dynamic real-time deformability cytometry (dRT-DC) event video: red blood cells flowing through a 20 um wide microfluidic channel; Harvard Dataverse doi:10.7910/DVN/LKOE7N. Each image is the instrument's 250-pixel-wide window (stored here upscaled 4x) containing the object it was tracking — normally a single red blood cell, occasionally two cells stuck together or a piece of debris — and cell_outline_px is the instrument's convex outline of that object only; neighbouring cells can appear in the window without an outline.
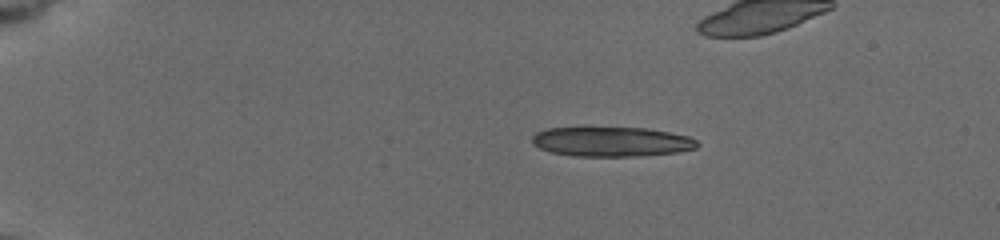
{"species": "common noctule bat (a hibernating species)", "species_latin": "Nyctalus noctula", "temperature_condition": "cold", "stored_images_in_passage": 38, "camera_frame_rate_fps": 3000, "um_per_image_px": 0.085, "animal": {"sex": "female", "body_mass_g": 19.5, "forearm_length_mm": 54.1}, "frame": {"image": 1, "passage_image": 1, "time_ms": 0.0, "image_size_px": [1000, 240], "cell_outline_px": [[700, 144], [696, 148], [676, 152], [632, 156], [572, 156], [552, 152], [540, 148], [532, 144], [532, 136], [536, 132], [548, 128], [648, 128], [688, 136], [696, 140]], "centroid_in_image_um": [51.96, 12.04], "position_along_channel_um": 33.0, "area_um2": 28.32}}